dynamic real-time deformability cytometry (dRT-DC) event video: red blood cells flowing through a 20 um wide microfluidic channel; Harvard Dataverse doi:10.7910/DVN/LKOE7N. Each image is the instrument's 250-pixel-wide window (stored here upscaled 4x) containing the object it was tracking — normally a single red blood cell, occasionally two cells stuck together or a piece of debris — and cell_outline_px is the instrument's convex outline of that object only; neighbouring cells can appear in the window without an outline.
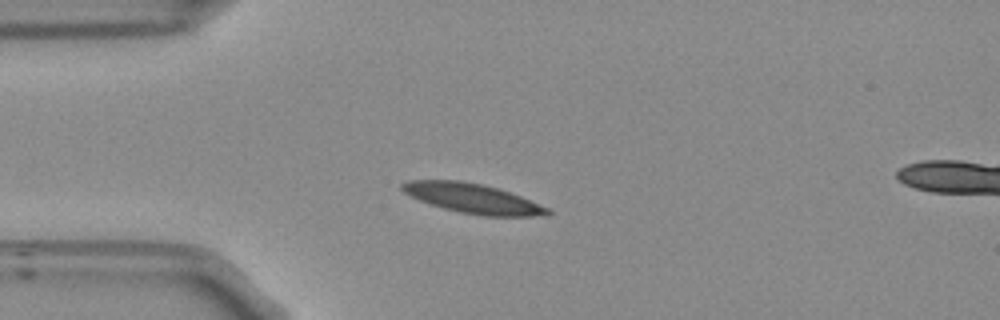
{"species": "Egyptian fruit bat (a non-hibernating species)", "species_latin": "Rousettus aegyptiacus", "temperature_condition": "room temperature", "stored_images_in_passage": 43, "segment_of_instrument_passage": [1, 2], "camera_frame_rate_fps": 3000, "um_per_image_px": 0.085, "frame": {"image": 1, "passage_image": 1, "time_ms": 0.0, "image_size_px": [1000, 320], "cell_outline_px": [[552, 212], [548, 216], [484, 216], [460, 212], [444, 208], [420, 200], [404, 192], [400, 188], [400, 184], [408, 180], [460, 180], [480, 184], [496, 188], [520, 196], [548, 208]], "centroid_in_image_um": [40.18, 16.87], "position_along_channel_um": 44.8, "area_um2": 24.8}}
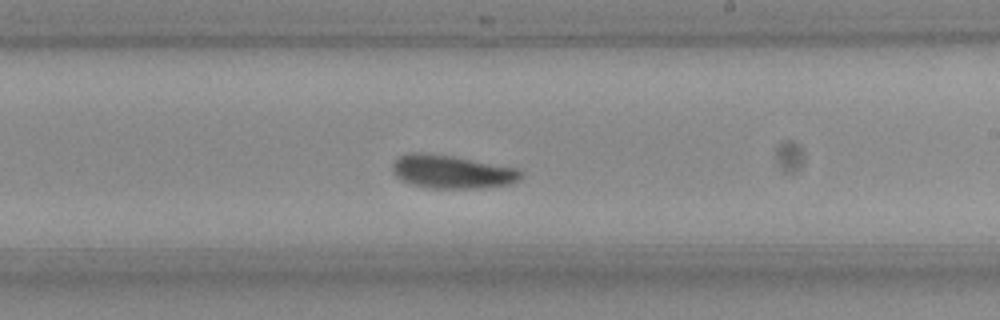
{"frame": {"image": 2, "passage_image": 19, "time_ms": 6.0, "image_size_px": [1000, 320], "cell_outline_px": [[524, 176], [520, 180], [512, 184], [480, 188], [428, 188], [412, 184], [400, 180], [392, 172], [392, 164], [400, 156], [408, 152], [424, 152], [452, 156], [520, 168], [524, 172]], "centroid_in_image_um": [38.46, 14.6], "position_along_channel_um": 250.5, "area_um2": 25.37}}
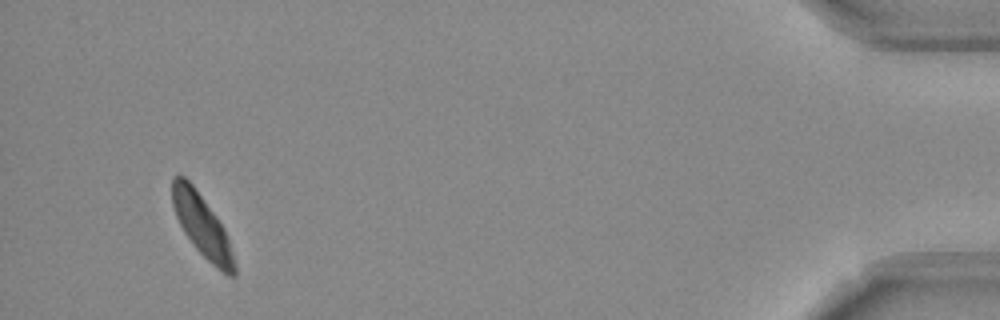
{"frame": {"image": 3, "passage_image": 39, "time_ms": 12.667, "image_size_px": [1000, 320], "cell_outline_px": [[236, 276], [228, 276], [216, 268], [196, 248], [184, 232], [176, 216], [172, 204], [172, 176], [184, 176], [192, 184], [216, 216], [224, 228], [228, 236], [236, 264]], "centroid_in_image_um": [17.2, 19.21], "position_along_channel_um": 418.0, "area_um2": 22.31}}